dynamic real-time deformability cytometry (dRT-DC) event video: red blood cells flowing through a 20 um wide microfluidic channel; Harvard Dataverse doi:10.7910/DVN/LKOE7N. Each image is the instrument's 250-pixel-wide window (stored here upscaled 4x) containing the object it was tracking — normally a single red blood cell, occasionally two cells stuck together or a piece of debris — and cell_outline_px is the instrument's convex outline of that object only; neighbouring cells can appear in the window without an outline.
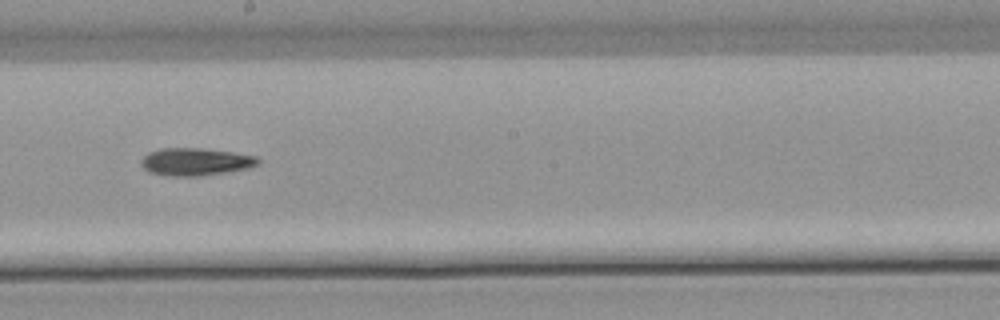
{"species": "common noctule bat (a hibernating species)", "species_latin": "Nyctalus noctula", "temperature_condition": "warm", "stored_images_in_passage": 34, "camera_frame_rate_fps": 3000, "um_per_image_px": 0.085, "animal": {"sex": "male", "body_mass_g": 21.5, "forearm_length_mm": 52.0}, "frame": {"image": 1, "passage_image": 15, "time_ms": 4.667, "image_size_px": [1000, 320], "cell_outline_px": [[260, 164], [248, 168], [224, 172], [196, 176], [168, 176], [148, 172], [140, 164], [140, 160], [148, 152], [160, 148], [200, 148], [232, 152], [256, 156], [260, 160]], "centroid_in_image_um": [16.58, 13.74], "position_along_channel_um": 231.6, "area_um2": 18.79}, "authors_computed_cell_mechanics": {"area_um2": 18.1781, "velocity_mm_per_s": 3.8248, "shape_relaxation_time_tau1_ms": 6.7668, "shape_relaxation_time_tau2_ms": null, "deformation_change_tau1": 0.1656, "deformation_change_tau2": null}}